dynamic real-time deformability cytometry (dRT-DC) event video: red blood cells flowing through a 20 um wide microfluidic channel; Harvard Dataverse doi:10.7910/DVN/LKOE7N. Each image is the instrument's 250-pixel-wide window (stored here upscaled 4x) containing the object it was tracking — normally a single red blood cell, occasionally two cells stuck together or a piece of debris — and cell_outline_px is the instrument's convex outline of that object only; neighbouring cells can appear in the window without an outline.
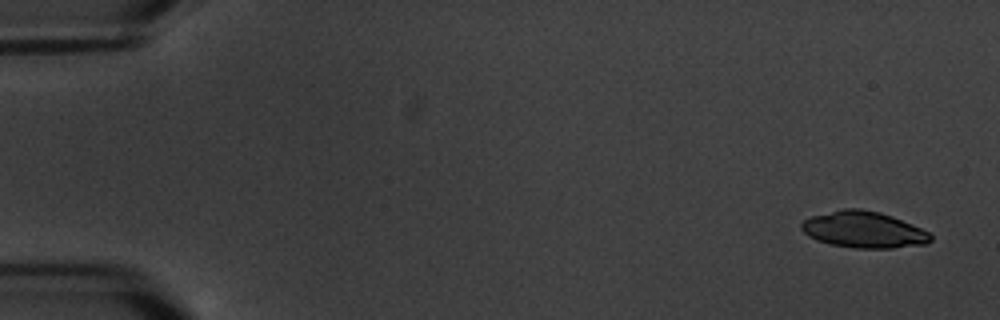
{"species": "common noctule bat (a hibernating species)", "species_latin": "Nyctalus noctula", "temperature_condition": "warm", "stored_images_in_passage": 6, "camera_frame_rate_fps": 3000, "um_per_image_px": 0.085, "animal": {"sex": "male", "body_mass_g": 20.1, "forearm_length_mm": 53.5}, "frame": {"image": 1, "passage_image": 1, "time_ms": 0.0, "image_size_px": [1000, 320], "cell_outline_px": [[932, 240], [924, 244], [892, 248], [856, 248], [832, 244], [816, 240], [808, 236], [800, 228], [800, 224], [804, 220], [812, 216], [844, 208], [860, 208], [880, 212], [892, 216], [912, 224], [928, 232], [932, 236]], "centroid_in_image_um": [73.4, 19.52], "position_along_channel_um": 11.6, "area_um2": 27.28}}